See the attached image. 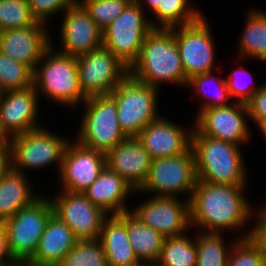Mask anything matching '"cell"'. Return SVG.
Segmentation results:
<instances>
[{
  "instance_id": "6da1fadb",
  "label": "cell",
  "mask_w": 266,
  "mask_h": 266,
  "mask_svg": "<svg viewBox=\"0 0 266 266\" xmlns=\"http://www.w3.org/2000/svg\"><path fill=\"white\" fill-rule=\"evenodd\" d=\"M247 187L197 180L189 199L192 229L204 233H225L231 230L234 233L249 226L250 221L254 222L255 208L249 197L245 196Z\"/></svg>"
},
{
  "instance_id": "7a4b0ae2",
  "label": "cell",
  "mask_w": 266,
  "mask_h": 266,
  "mask_svg": "<svg viewBox=\"0 0 266 266\" xmlns=\"http://www.w3.org/2000/svg\"><path fill=\"white\" fill-rule=\"evenodd\" d=\"M136 80L150 86L187 85L181 57L175 41L174 27L154 28L145 38L138 59L129 68Z\"/></svg>"
},
{
  "instance_id": "3957f363",
  "label": "cell",
  "mask_w": 266,
  "mask_h": 266,
  "mask_svg": "<svg viewBox=\"0 0 266 266\" xmlns=\"http://www.w3.org/2000/svg\"><path fill=\"white\" fill-rule=\"evenodd\" d=\"M191 148L197 180L221 185H248L241 146L201 135L193 127Z\"/></svg>"
},
{
  "instance_id": "277c9868",
  "label": "cell",
  "mask_w": 266,
  "mask_h": 266,
  "mask_svg": "<svg viewBox=\"0 0 266 266\" xmlns=\"http://www.w3.org/2000/svg\"><path fill=\"white\" fill-rule=\"evenodd\" d=\"M33 87L38 95L69 109H76L87 99L80 89L76 57L60 53L52 46L33 70Z\"/></svg>"
},
{
  "instance_id": "5b68a950",
  "label": "cell",
  "mask_w": 266,
  "mask_h": 266,
  "mask_svg": "<svg viewBox=\"0 0 266 266\" xmlns=\"http://www.w3.org/2000/svg\"><path fill=\"white\" fill-rule=\"evenodd\" d=\"M70 137L60 136L46 126L17 135L8 140V165L27 175L29 170H41L57 164L60 171Z\"/></svg>"
},
{
  "instance_id": "8992f818",
  "label": "cell",
  "mask_w": 266,
  "mask_h": 266,
  "mask_svg": "<svg viewBox=\"0 0 266 266\" xmlns=\"http://www.w3.org/2000/svg\"><path fill=\"white\" fill-rule=\"evenodd\" d=\"M159 91L129 74L110 93L117 105L119 126L127 138L138 137L143 128L162 116L158 111Z\"/></svg>"
},
{
  "instance_id": "52a82bcc",
  "label": "cell",
  "mask_w": 266,
  "mask_h": 266,
  "mask_svg": "<svg viewBox=\"0 0 266 266\" xmlns=\"http://www.w3.org/2000/svg\"><path fill=\"white\" fill-rule=\"evenodd\" d=\"M82 105L80 129L74 137L80 144L106 154L127 138L119 126L117 105L110 94L89 97Z\"/></svg>"
},
{
  "instance_id": "ba28073f",
  "label": "cell",
  "mask_w": 266,
  "mask_h": 266,
  "mask_svg": "<svg viewBox=\"0 0 266 266\" xmlns=\"http://www.w3.org/2000/svg\"><path fill=\"white\" fill-rule=\"evenodd\" d=\"M53 208L48 196H40L5 220L8 246L13 259L24 266L34 255Z\"/></svg>"
},
{
  "instance_id": "9c48e42d",
  "label": "cell",
  "mask_w": 266,
  "mask_h": 266,
  "mask_svg": "<svg viewBox=\"0 0 266 266\" xmlns=\"http://www.w3.org/2000/svg\"><path fill=\"white\" fill-rule=\"evenodd\" d=\"M197 181L192 148L186 153L154 159L146 181L136 193H152L156 197H179L189 200Z\"/></svg>"
},
{
  "instance_id": "30bf717a",
  "label": "cell",
  "mask_w": 266,
  "mask_h": 266,
  "mask_svg": "<svg viewBox=\"0 0 266 266\" xmlns=\"http://www.w3.org/2000/svg\"><path fill=\"white\" fill-rule=\"evenodd\" d=\"M144 9L133 0L102 30L103 46L129 68L138 59L143 42L154 29Z\"/></svg>"
},
{
  "instance_id": "8fae6325",
  "label": "cell",
  "mask_w": 266,
  "mask_h": 266,
  "mask_svg": "<svg viewBox=\"0 0 266 266\" xmlns=\"http://www.w3.org/2000/svg\"><path fill=\"white\" fill-rule=\"evenodd\" d=\"M207 20L203 14L191 24L174 27L175 41L187 80L213 72L216 66L217 72L222 73L216 64V44Z\"/></svg>"
},
{
  "instance_id": "7c38bea8",
  "label": "cell",
  "mask_w": 266,
  "mask_h": 266,
  "mask_svg": "<svg viewBox=\"0 0 266 266\" xmlns=\"http://www.w3.org/2000/svg\"><path fill=\"white\" fill-rule=\"evenodd\" d=\"M76 59L80 89L86 98L109 95L129 75V67L104 46Z\"/></svg>"
},
{
  "instance_id": "4fadbf2b",
  "label": "cell",
  "mask_w": 266,
  "mask_h": 266,
  "mask_svg": "<svg viewBox=\"0 0 266 266\" xmlns=\"http://www.w3.org/2000/svg\"><path fill=\"white\" fill-rule=\"evenodd\" d=\"M194 119L192 127L201 135L238 146L249 143L253 134L249 129L248 107L244 103L231 102L226 106L209 107L201 110Z\"/></svg>"
},
{
  "instance_id": "5bb4252c",
  "label": "cell",
  "mask_w": 266,
  "mask_h": 266,
  "mask_svg": "<svg viewBox=\"0 0 266 266\" xmlns=\"http://www.w3.org/2000/svg\"><path fill=\"white\" fill-rule=\"evenodd\" d=\"M49 197L53 214L71 229L78 240L99 239L102 223L108 215L83 193L59 190L55 196Z\"/></svg>"
},
{
  "instance_id": "9a60e30c",
  "label": "cell",
  "mask_w": 266,
  "mask_h": 266,
  "mask_svg": "<svg viewBox=\"0 0 266 266\" xmlns=\"http://www.w3.org/2000/svg\"><path fill=\"white\" fill-rule=\"evenodd\" d=\"M150 196L130 211L143 224L165 238L183 235L191 229L189 200Z\"/></svg>"
},
{
  "instance_id": "2e32d148",
  "label": "cell",
  "mask_w": 266,
  "mask_h": 266,
  "mask_svg": "<svg viewBox=\"0 0 266 266\" xmlns=\"http://www.w3.org/2000/svg\"><path fill=\"white\" fill-rule=\"evenodd\" d=\"M62 15L58 32L61 43L59 49L53 45L51 36V46L55 50L65 55L79 57L103 46L102 29L78 0Z\"/></svg>"
},
{
  "instance_id": "e0dca14e",
  "label": "cell",
  "mask_w": 266,
  "mask_h": 266,
  "mask_svg": "<svg viewBox=\"0 0 266 266\" xmlns=\"http://www.w3.org/2000/svg\"><path fill=\"white\" fill-rule=\"evenodd\" d=\"M106 167L105 153L71 139L65 149L59 171L61 190L83 193Z\"/></svg>"
},
{
  "instance_id": "ac0fdd59",
  "label": "cell",
  "mask_w": 266,
  "mask_h": 266,
  "mask_svg": "<svg viewBox=\"0 0 266 266\" xmlns=\"http://www.w3.org/2000/svg\"><path fill=\"white\" fill-rule=\"evenodd\" d=\"M40 97L33 86L4 91L0 99V129L7 140L43 126L38 119Z\"/></svg>"
},
{
  "instance_id": "d6986e66",
  "label": "cell",
  "mask_w": 266,
  "mask_h": 266,
  "mask_svg": "<svg viewBox=\"0 0 266 266\" xmlns=\"http://www.w3.org/2000/svg\"><path fill=\"white\" fill-rule=\"evenodd\" d=\"M49 30V26L38 22L28 27L0 31V51L34 70L51 46Z\"/></svg>"
},
{
  "instance_id": "ffe728a7",
  "label": "cell",
  "mask_w": 266,
  "mask_h": 266,
  "mask_svg": "<svg viewBox=\"0 0 266 266\" xmlns=\"http://www.w3.org/2000/svg\"><path fill=\"white\" fill-rule=\"evenodd\" d=\"M192 132L191 126L185 129L162 115L143 128L137 138L154 160L186 153L191 148Z\"/></svg>"
},
{
  "instance_id": "44dd1931",
  "label": "cell",
  "mask_w": 266,
  "mask_h": 266,
  "mask_svg": "<svg viewBox=\"0 0 266 266\" xmlns=\"http://www.w3.org/2000/svg\"><path fill=\"white\" fill-rule=\"evenodd\" d=\"M106 167L138 191L149 173L152 159L137 137H128L106 154Z\"/></svg>"
},
{
  "instance_id": "7402d4cb",
  "label": "cell",
  "mask_w": 266,
  "mask_h": 266,
  "mask_svg": "<svg viewBox=\"0 0 266 266\" xmlns=\"http://www.w3.org/2000/svg\"><path fill=\"white\" fill-rule=\"evenodd\" d=\"M83 194L110 216L130 212L131 209H128L126 204L127 200L137 193L122 177L105 167Z\"/></svg>"
},
{
  "instance_id": "603a6c76",
  "label": "cell",
  "mask_w": 266,
  "mask_h": 266,
  "mask_svg": "<svg viewBox=\"0 0 266 266\" xmlns=\"http://www.w3.org/2000/svg\"><path fill=\"white\" fill-rule=\"evenodd\" d=\"M77 241L71 229L52 214L33 257L24 266H48L62 263Z\"/></svg>"
},
{
  "instance_id": "cb8c5ba5",
  "label": "cell",
  "mask_w": 266,
  "mask_h": 266,
  "mask_svg": "<svg viewBox=\"0 0 266 266\" xmlns=\"http://www.w3.org/2000/svg\"><path fill=\"white\" fill-rule=\"evenodd\" d=\"M108 266H142L129 242L126 213L107 216L100 232Z\"/></svg>"
},
{
  "instance_id": "d4e9b609",
  "label": "cell",
  "mask_w": 266,
  "mask_h": 266,
  "mask_svg": "<svg viewBox=\"0 0 266 266\" xmlns=\"http://www.w3.org/2000/svg\"><path fill=\"white\" fill-rule=\"evenodd\" d=\"M28 178L9 165L0 175V224L43 195L33 191V182Z\"/></svg>"
},
{
  "instance_id": "484cf974",
  "label": "cell",
  "mask_w": 266,
  "mask_h": 266,
  "mask_svg": "<svg viewBox=\"0 0 266 266\" xmlns=\"http://www.w3.org/2000/svg\"><path fill=\"white\" fill-rule=\"evenodd\" d=\"M126 228L132 249L142 265H154L160 255L165 237L143 224L131 212H126Z\"/></svg>"
},
{
  "instance_id": "4316f807",
  "label": "cell",
  "mask_w": 266,
  "mask_h": 266,
  "mask_svg": "<svg viewBox=\"0 0 266 266\" xmlns=\"http://www.w3.org/2000/svg\"><path fill=\"white\" fill-rule=\"evenodd\" d=\"M247 10L236 54L240 60L253 58L266 62V12L253 7Z\"/></svg>"
},
{
  "instance_id": "83f0119b",
  "label": "cell",
  "mask_w": 266,
  "mask_h": 266,
  "mask_svg": "<svg viewBox=\"0 0 266 266\" xmlns=\"http://www.w3.org/2000/svg\"><path fill=\"white\" fill-rule=\"evenodd\" d=\"M252 226V227H251ZM250 230L237 235L230 244L224 241L223 233H204L196 231L195 242L197 246V264L196 266H227L230 251L238 239L253 236L254 224L251 223ZM244 234V235H243ZM228 245V246H226ZM230 245V246H229Z\"/></svg>"
},
{
  "instance_id": "f1b7e54d",
  "label": "cell",
  "mask_w": 266,
  "mask_h": 266,
  "mask_svg": "<svg viewBox=\"0 0 266 266\" xmlns=\"http://www.w3.org/2000/svg\"><path fill=\"white\" fill-rule=\"evenodd\" d=\"M213 74L214 72L199 74L193 76L187 82L186 88L195 90L193 94H197L198 98L201 97L200 102L203 101L201 102L197 114L201 110L209 107L226 106L231 104L230 102H234L230 97L226 79L220 78L222 76L219 74L218 76H214ZM213 83H215V85ZM211 85L214 86V88Z\"/></svg>"
},
{
  "instance_id": "f546056e",
  "label": "cell",
  "mask_w": 266,
  "mask_h": 266,
  "mask_svg": "<svg viewBox=\"0 0 266 266\" xmlns=\"http://www.w3.org/2000/svg\"><path fill=\"white\" fill-rule=\"evenodd\" d=\"M193 4L191 0H162V5L152 14L155 20L151 16L152 26L170 29L197 21L204 13Z\"/></svg>"
},
{
  "instance_id": "4dcf8cb0",
  "label": "cell",
  "mask_w": 266,
  "mask_h": 266,
  "mask_svg": "<svg viewBox=\"0 0 266 266\" xmlns=\"http://www.w3.org/2000/svg\"><path fill=\"white\" fill-rule=\"evenodd\" d=\"M193 239V240H192ZM197 246L195 236L188 233L166 237L155 266H196Z\"/></svg>"
},
{
  "instance_id": "1f68e13d",
  "label": "cell",
  "mask_w": 266,
  "mask_h": 266,
  "mask_svg": "<svg viewBox=\"0 0 266 266\" xmlns=\"http://www.w3.org/2000/svg\"><path fill=\"white\" fill-rule=\"evenodd\" d=\"M31 86H33V70L0 51V87L6 91L25 89Z\"/></svg>"
},
{
  "instance_id": "d6a6232c",
  "label": "cell",
  "mask_w": 266,
  "mask_h": 266,
  "mask_svg": "<svg viewBox=\"0 0 266 266\" xmlns=\"http://www.w3.org/2000/svg\"><path fill=\"white\" fill-rule=\"evenodd\" d=\"M65 266H108L102 243L96 240H78L62 262Z\"/></svg>"
},
{
  "instance_id": "836d02e7",
  "label": "cell",
  "mask_w": 266,
  "mask_h": 266,
  "mask_svg": "<svg viewBox=\"0 0 266 266\" xmlns=\"http://www.w3.org/2000/svg\"><path fill=\"white\" fill-rule=\"evenodd\" d=\"M36 23L27 0H0V31Z\"/></svg>"
},
{
  "instance_id": "e575fe53",
  "label": "cell",
  "mask_w": 266,
  "mask_h": 266,
  "mask_svg": "<svg viewBox=\"0 0 266 266\" xmlns=\"http://www.w3.org/2000/svg\"><path fill=\"white\" fill-rule=\"evenodd\" d=\"M265 249L254 237L238 239L229 254L227 266H264Z\"/></svg>"
},
{
  "instance_id": "d590c367",
  "label": "cell",
  "mask_w": 266,
  "mask_h": 266,
  "mask_svg": "<svg viewBox=\"0 0 266 266\" xmlns=\"http://www.w3.org/2000/svg\"><path fill=\"white\" fill-rule=\"evenodd\" d=\"M94 22L103 30L111 24L133 0H78Z\"/></svg>"
},
{
  "instance_id": "8d00e7d4",
  "label": "cell",
  "mask_w": 266,
  "mask_h": 266,
  "mask_svg": "<svg viewBox=\"0 0 266 266\" xmlns=\"http://www.w3.org/2000/svg\"><path fill=\"white\" fill-rule=\"evenodd\" d=\"M230 74L226 76L228 78H225L230 97L233 98L234 102L247 104L252 99L253 94L261 88L262 84L254 85L251 72L241 65L240 68H236ZM244 76L246 79H244Z\"/></svg>"
},
{
  "instance_id": "74e56055",
  "label": "cell",
  "mask_w": 266,
  "mask_h": 266,
  "mask_svg": "<svg viewBox=\"0 0 266 266\" xmlns=\"http://www.w3.org/2000/svg\"><path fill=\"white\" fill-rule=\"evenodd\" d=\"M33 17L37 22L49 26V19L60 15L77 0H27Z\"/></svg>"
},
{
  "instance_id": "f35d334b",
  "label": "cell",
  "mask_w": 266,
  "mask_h": 266,
  "mask_svg": "<svg viewBox=\"0 0 266 266\" xmlns=\"http://www.w3.org/2000/svg\"><path fill=\"white\" fill-rule=\"evenodd\" d=\"M249 119L257 125L261 120L266 119V83L257 90L252 99L247 103Z\"/></svg>"
},
{
  "instance_id": "ab89813d",
  "label": "cell",
  "mask_w": 266,
  "mask_h": 266,
  "mask_svg": "<svg viewBox=\"0 0 266 266\" xmlns=\"http://www.w3.org/2000/svg\"><path fill=\"white\" fill-rule=\"evenodd\" d=\"M253 236L262 244L266 251V205L255 208Z\"/></svg>"
},
{
  "instance_id": "60d3db41",
  "label": "cell",
  "mask_w": 266,
  "mask_h": 266,
  "mask_svg": "<svg viewBox=\"0 0 266 266\" xmlns=\"http://www.w3.org/2000/svg\"><path fill=\"white\" fill-rule=\"evenodd\" d=\"M0 265H19L12 257L5 227L0 224Z\"/></svg>"
},
{
  "instance_id": "b9f144b4",
  "label": "cell",
  "mask_w": 266,
  "mask_h": 266,
  "mask_svg": "<svg viewBox=\"0 0 266 266\" xmlns=\"http://www.w3.org/2000/svg\"><path fill=\"white\" fill-rule=\"evenodd\" d=\"M145 11L149 9L151 12L154 13L159 5H162V0H135ZM146 5V6H145ZM144 6V7H143Z\"/></svg>"
},
{
  "instance_id": "7bdbcfd3",
  "label": "cell",
  "mask_w": 266,
  "mask_h": 266,
  "mask_svg": "<svg viewBox=\"0 0 266 266\" xmlns=\"http://www.w3.org/2000/svg\"><path fill=\"white\" fill-rule=\"evenodd\" d=\"M8 166V153L6 149L0 150V175Z\"/></svg>"
},
{
  "instance_id": "ee69618b",
  "label": "cell",
  "mask_w": 266,
  "mask_h": 266,
  "mask_svg": "<svg viewBox=\"0 0 266 266\" xmlns=\"http://www.w3.org/2000/svg\"><path fill=\"white\" fill-rule=\"evenodd\" d=\"M257 127L260 130V133H262V137H264V140H266V119L261 120L258 124Z\"/></svg>"
},
{
  "instance_id": "f6af8a7d",
  "label": "cell",
  "mask_w": 266,
  "mask_h": 266,
  "mask_svg": "<svg viewBox=\"0 0 266 266\" xmlns=\"http://www.w3.org/2000/svg\"><path fill=\"white\" fill-rule=\"evenodd\" d=\"M8 140L4 137L0 129V150L7 149Z\"/></svg>"
},
{
  "instance_id": "bcb514c9",
  "label": "cell",
  "mask_w": 266,
  "mask_h": 266,
  "mask_svg": "<svg viewBox=\"0 0 266 266\" xmlns=\"http://www.w3.org/2000/svg\"><path fill=\"white\" fill-rule=\"evenodd\" d=\"M48 266H65L63 263H58V264H52V265H48Z\"/></svg>"
},
{
  "instance_id": "7dc6e473",
  "label": "cell",
  "mask_w": 266,
  "mask_h": 266,
  "mask_svg": "<svg viewBox=\"0 0 266 266\" xmlns=\"http://www.w3.org/2000/svg\"><path fill=\"white\" fill-rule=\"evenodd\" d=\"M3 93H4V90L0 87V99L2 98Z\"/></svg>"
},
{
  "instance_id": "c3c4849f",
  "label": "cell",
  "mask_w": 266,
  "mask_h": 266,
  "mask_svg": "<svg viewBox=\"0 0 266 266\" xmlns=\"http://www.w3.org/2000/svg\"><path fill=\"white\" fill-rule=\"evenodd\" d=\"M264 266H266V251H265V255H264Z\"/></svg>"
},
{
  "instance_id": "681fc988",
  "label": "cell",
  "mask_w": 266,
  "mask_h": 266,
  "mask_svg": "<svg viewBox=\"0 0 266 266\" xmlns=\"http://www.w3.org/2000/svg\"><path fill=\"white\" fill-rule=\"evenodd\" d=\"M0 266H20V265H0Z\"/></svg>"
}]
</instances>
